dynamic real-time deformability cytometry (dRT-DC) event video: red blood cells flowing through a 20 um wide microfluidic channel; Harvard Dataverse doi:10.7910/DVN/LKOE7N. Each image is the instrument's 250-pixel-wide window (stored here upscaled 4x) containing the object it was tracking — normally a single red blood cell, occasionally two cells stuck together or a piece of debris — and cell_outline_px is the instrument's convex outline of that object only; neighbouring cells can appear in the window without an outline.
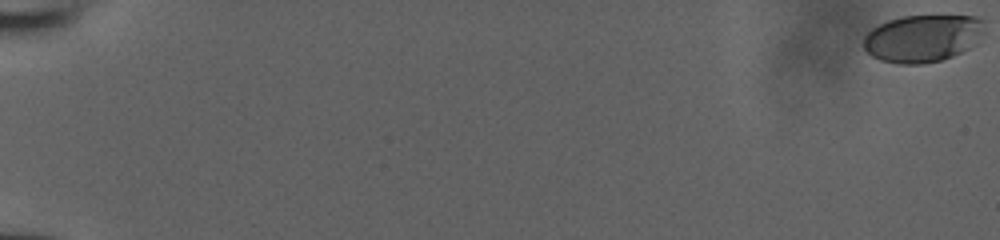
{"species": "human", "species_latin": "Homo sapiens", "temperature_condition": "room temperature", "stored_images_in_passage": 54, "camera_frame_rate_fps": 3000, "um_per_image_px": 0.085, "donor": {"sex": "male"}, "frame": {"image": 1, "passage_image": 1, "time_ms": 0.0, "image_size_px": [1000, 240], "cell_outline_px": [[984, 32], [976, 44], [952, 56], [940, 60], [924, 64], [900, 64], [880, 60], [872, 56], [864, 48], [864, 36], [872, 28], [888, 20], [904, 16], [976, 16], [984, 20]], "centroid_in_image_um": [78.44, 3.25], "position_along_channel_um": 6.6, "area_um2": 33.41}}
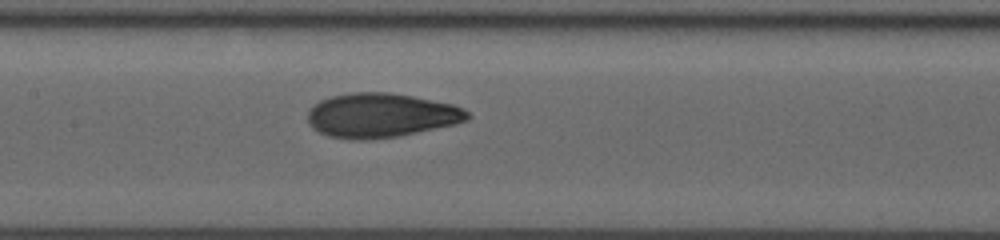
{"frame": {"image": 2, "passage_image": 30, "time_ms": 9.667, "image_size_px": [1000, 240], "cell_outline_px": [[472, 116], [468, 120], [456, 124], [400, 136], [368, 140], [356, 140], [328, 136], [312, 128], [308, 124], [308, 108], [312, 104], [328, 96], [352, 92], [388, 92], [412, 96], [452, 104], [464, 108]], "centroid_in_image_um": [32.36, 9.8], "position_along_channel_um": 175.0, "area_um2": 41.73}}
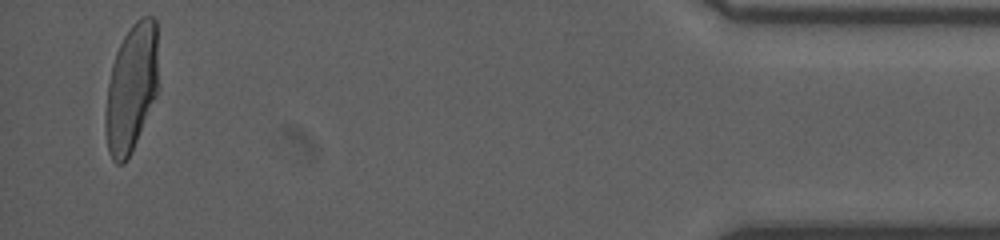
{"frame": {"image": 3, "passage_image": 53, "time_ms": 17.333, "image_size_px": [1000, 240], "cell_outline_px": [[160, 84], [156, 96], [132, 152], [124, 164], [116, 164], [112, 160], [108, 152], [104, 124], [104, 116], [108, 84], [112, 64], [116, 52], [124, 36], [132, 24], [136, 20], [144, 16], [152, 16], [156, 20]], "centroid_in_image_um": [11.19, 7.49], "position_along_channel_um": 424.0, "area_um2": 40.29}}